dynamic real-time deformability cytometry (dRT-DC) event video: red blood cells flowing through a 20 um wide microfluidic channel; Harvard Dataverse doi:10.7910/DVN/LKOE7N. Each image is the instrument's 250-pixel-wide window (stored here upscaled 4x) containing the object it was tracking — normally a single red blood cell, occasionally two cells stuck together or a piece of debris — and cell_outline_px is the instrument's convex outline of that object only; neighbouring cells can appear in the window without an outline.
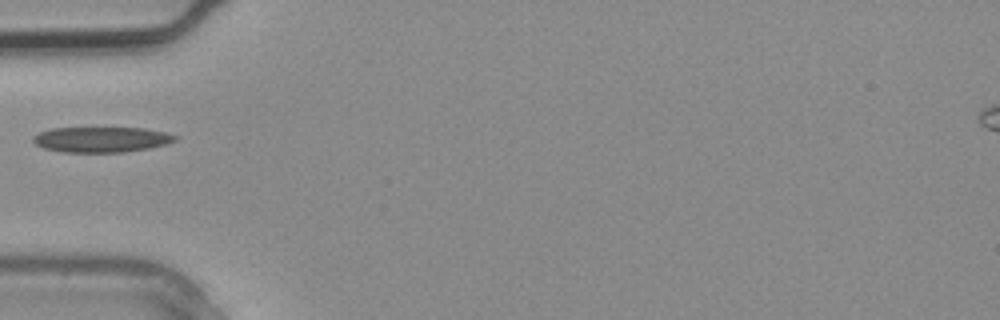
{"species": "common noctule bat (a hibernating species)", "species_latin": "Nyctalus noctula", "temperature_condition": "warm", "stored_images_in_passage": 2, "camera_frame_rate_fps": 3000, "um_per_image_px": 0.085, "animal": {"sex": "male", "body_mass_g": 20.4}, "frame": {"image": 1, "passage_image": 2, "time_ms": 0.333, "image_size_px": [1000, 320], "cell_outline_px": [[180, 136], [176, 140], [164, 144], [148, 148], [124, 152], [64, 152], [44, 148], [36, 144], [32, 140], [32, 136], [40, 132], [52, 128], [144, 128], [164, 132]], "centroid_in_image_um": [8.61, 11.85], "position_along_channel_um": 76.4, "area_um2": 20.92}}